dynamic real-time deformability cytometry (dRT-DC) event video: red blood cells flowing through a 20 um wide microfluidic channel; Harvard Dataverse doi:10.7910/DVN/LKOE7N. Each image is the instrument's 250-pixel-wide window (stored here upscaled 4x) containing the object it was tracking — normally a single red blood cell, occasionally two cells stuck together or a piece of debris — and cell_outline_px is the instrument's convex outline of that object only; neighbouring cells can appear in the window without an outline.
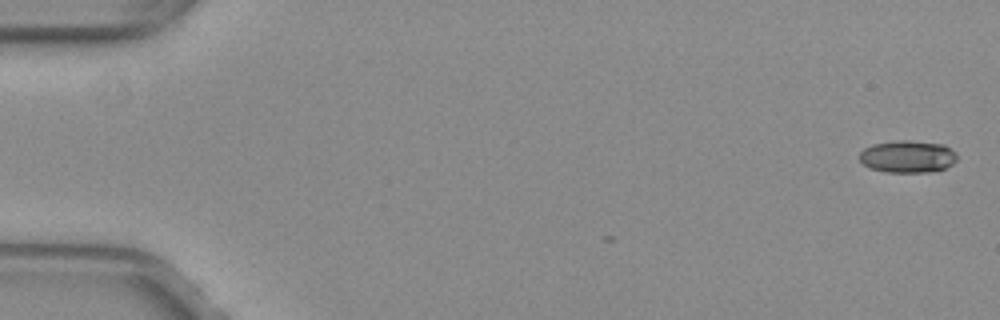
{"species": "common noctule bat (a hibernating species)", "species_latin": "Nyctalus noctula", "temperature_condition": "warm", "stored_images_in_passage": 5, "camera_frame_rate_fps": 3000, "um_per_image_px": 0.085, "animal": {"sex": "female", "body_mass_g": 29.2, "forearm_length_mm": 56.3}, "frame": {"image": 1, "passage_image": 1, "time_ms": 0.0, "image_size_px": [1000, 320], "cell_outline_px": [[956, 160], [952, 164], [944, 168], [928, 172], [888, 172], [868, 168], [860, 160], [860, 152], [864, 148], [872, 144], [900, 140], [908, 140], [944, 144], [956, 152]], "centroid_in_image_um": [77.14, 13.3], "position_along_channel_um": 7.9, "area_um2": 18.32}}